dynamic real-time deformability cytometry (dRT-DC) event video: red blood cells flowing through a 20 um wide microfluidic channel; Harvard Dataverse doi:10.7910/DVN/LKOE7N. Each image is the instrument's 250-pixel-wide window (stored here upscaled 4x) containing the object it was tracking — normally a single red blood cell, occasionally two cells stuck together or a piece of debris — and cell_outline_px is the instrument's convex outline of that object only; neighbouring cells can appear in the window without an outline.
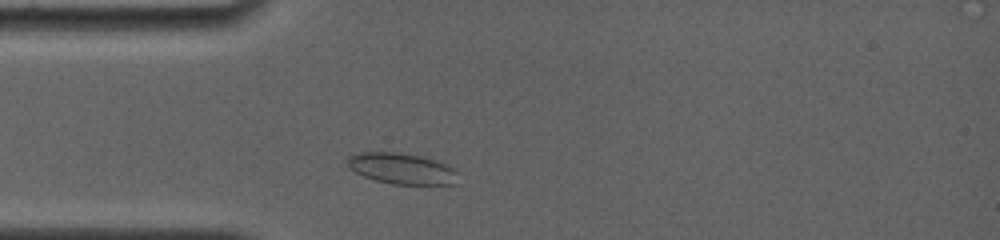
{"species": "common noctule bat (a hibernating species)", "species_latin": "Nyctalus noctula", "temperature_condition": "room temperature", "stored_images_in_passage": 2, "camera_frame_rate_fps": 4000, "um_per_image_px": 0.085, "animal": {"sex": "female", "body_mass_g": 19.0, "forearm_length_mm": 56.7}, "frame": {"image": 1, "passage_image": 2, "time_ms": 1.0, "image_size_px": [1000, 240], "cell_outline_px": [[460, 172], [456, 184], [392, 184], [376, 180], [364, 176], [348, 168], [348, 156], [360, 152], [400, 152], [436, 160], [456, 168]], "centroid_in_image_um": [34.2, 14.33], "position_along_channel_um": 50.8, "area_um2": 20.11}}